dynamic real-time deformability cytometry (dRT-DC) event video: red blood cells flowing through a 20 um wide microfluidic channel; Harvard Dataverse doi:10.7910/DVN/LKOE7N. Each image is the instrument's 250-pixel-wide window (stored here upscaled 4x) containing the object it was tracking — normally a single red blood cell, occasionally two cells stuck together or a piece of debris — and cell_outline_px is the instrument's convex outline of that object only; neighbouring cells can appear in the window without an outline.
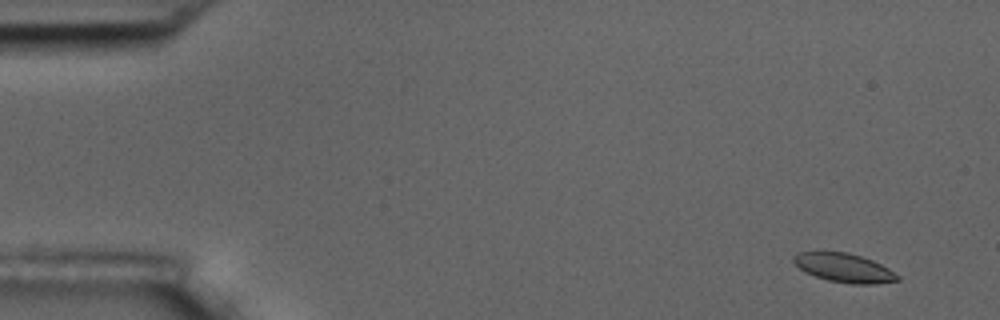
{"species": "common noctule bat (a hibernating species)", "species_latin": "Nyctalus noctula", "temperature_condition": "room temperature", "stored_images_in_passage": 6, "camera_frame_rate_fps": 3000, "um_per_image_px": 0.085, "animal": {"sex": "male", "body_mass_g": 17.5, "forearm_length_mm": 52.3}, "frame": {"image": 1, "passage_image": 1, "time_ms": 0.0, "image_size_px": [1000, 320], "cell_outline_px": [[900, 280], [876, 284], [852, 284], [828, 280], [804, 272], [792, 260], [792, 256], [800, 252], [848, 252], [872, 260], [888, 268], [900, 276]], "centroid_in_image_um": [71.76, 22.77], "position_along_channel_um": 13.2, "area_um2": 17.4}}
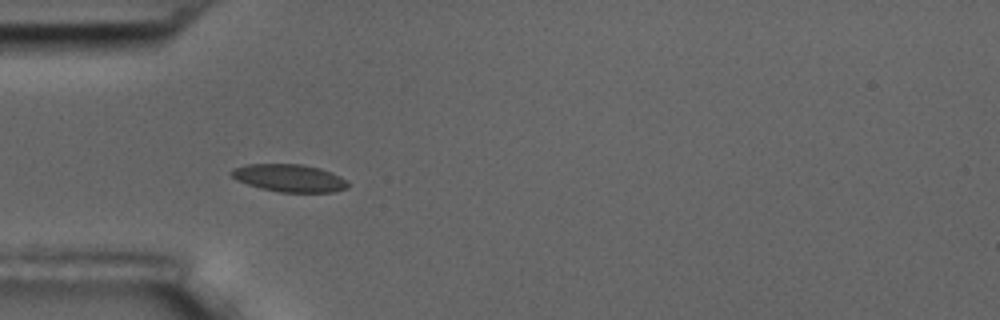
{"frame": {"image": 2, "passage_image": 5, "time_ms": 4.667, "image_size_px": [1000, 320], "cell_outline_px": [[348, 188], [332, 192], [280, 192], [260, 188], [236, 180], [228, 172], [232, 168], [248, 164], [300, 164], [320, 168], [332, 172], [348, 180]], "centroid_in_image_um": [24.59, 15.13], "position_along_channel_um": 60.4, "area_um2": 18.84}}